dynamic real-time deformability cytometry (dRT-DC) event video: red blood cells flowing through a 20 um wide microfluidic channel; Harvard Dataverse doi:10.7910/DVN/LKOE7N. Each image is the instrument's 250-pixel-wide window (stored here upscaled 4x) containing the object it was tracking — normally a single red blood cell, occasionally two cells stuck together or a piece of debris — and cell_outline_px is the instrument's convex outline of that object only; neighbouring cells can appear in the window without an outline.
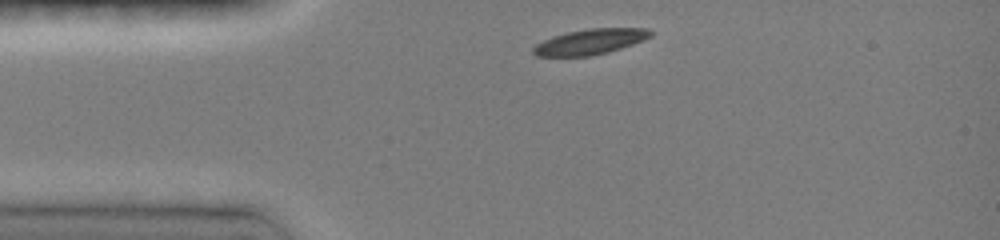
{"species": "common noctule bat (a hibernating species)", "species_latin": "Nyctalus noctula", "temperature_condition": "room temperature", "stored_images_in_passage": 26, "camera_frame_rate_fps": 3000, "um_per_image_px": 0.085, "animal": {"sex": "female", "body_mass_g": 19.0, "forearm_length_mm": 51.5}, "frame": {"image": 1, "passage_image": 1, "time_ms": 0.0, "image_size_px": [1000, 240], "cell_outline_px": [[652, 36], [644, 40], [608, 52], [588, 56], [536, 56], [532, 52], [532, 48], [536, 44], [552, 36], [568, 32], [588, 28], [648, 28], [652, 32]], "centroid_in_image_um": [50.16, 3.54], "position_along_channel_um": 34.8, "area_um2": 17.34}}
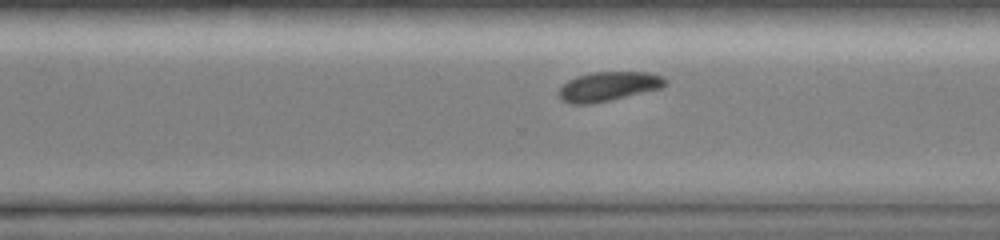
{"frame": {"image": 2, "passage_image": 21, "time_ms": 6.667, "image_size_px": [1000, 240], "cell_outline_px": [[668, 84], [660, 88], [608, 100], [588, 104], [572, 104], [564, 100], [560, 96], [560, 88], [568, 80], [576, 76], [592, 72], [648, 72], [664, 76], [668, 80]], "centroid_in_image_um": [51.76, 7.32], "position_along_channel_um": 318.8, "area_um2": 17.92}}
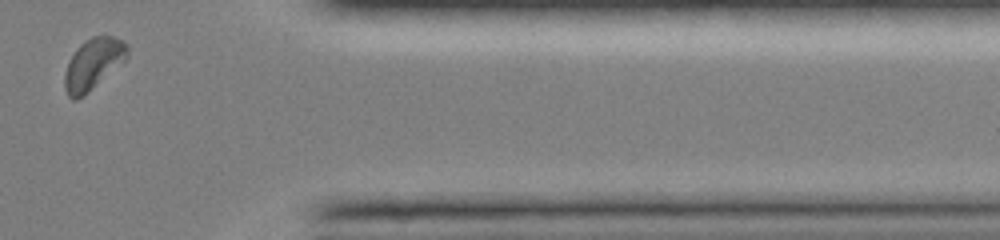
{"frame": {"image": 3, "passage_image": 26, "time_ms": 8.333, "image_size_px": [1000, 240], "cell_outline_px": [[128, 56], [124, 60], [76, 100], [72, 100], [68, 96], [64, 88], [64, 76], [68, 60], [76, 48], [84, 40], [92, 36], [112, 36], [128, 44]], "centroid_in_image_um": [7.87, 5.39], "position_along_channel_um": 403.5, "area_um2": 18.15}, "authors_computed_cell_mechanics": {"area_um2": 18.6983, "velocity_mm_per_s": 4.1002, "shape_relaxation_time_tau1_ms": 1.5891, "shape_relaxation_time_tau2_ms": null, "deformation_change_tau1": 0.0987, "deformation_change_tau2": null}}